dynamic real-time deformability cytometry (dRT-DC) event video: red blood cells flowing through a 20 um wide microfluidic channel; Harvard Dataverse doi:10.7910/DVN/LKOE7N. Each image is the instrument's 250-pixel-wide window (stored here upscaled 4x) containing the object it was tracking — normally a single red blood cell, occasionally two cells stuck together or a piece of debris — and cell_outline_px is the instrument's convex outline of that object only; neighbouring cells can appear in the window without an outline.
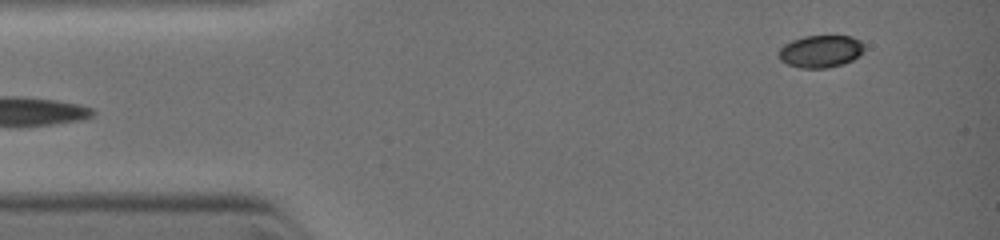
{"species": "common noctule bat (a hibernating species)", "species_latin": "Nyctalus noctula", "temperature_condition": "warm", "stored_images_in_passage": 19, "camera_frame_rate_fps": 3000, "um_per_image_px": 0.085, "animal": {"sex": "female", "body_mass_g": 19.0, "forearm_length_mm": 51.5}, "frame": {"image": 1, "passage_image": 1, "time_ms": 0.0, "image_size_px": [1000, 240], "cell_outline_px": [[864, 52], [860, 56], [844, 64], [828, 68], [800, 68], [788, 64], [780, 60], [776, 52], [784, 44], [792, 40], [804, 36], [852, 36], [860, 40], [864, 44]], "centroid_in_image_um": [69.76, 4.37], "position_along_channel_um": 15.2, "area_um2": 16.42}}
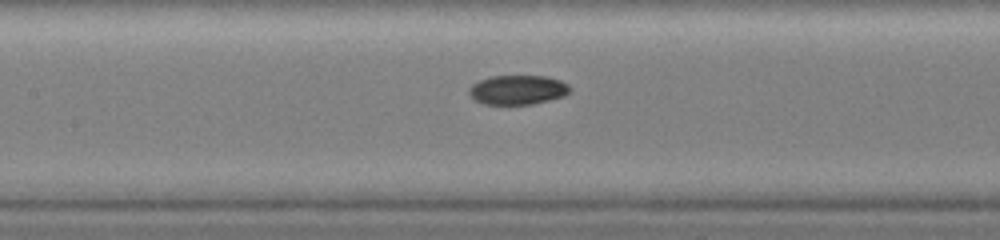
{"frame": {"image": 2, "passage_image": 12, "time_ms": 4.333, "image_size_px": [1000, 240], "cell_outline_px": [[572, 92], [564, 96], [532, 104], [484, 104], [476, 100], [468, 92], [468, 88], [472, 84], [480, 80], [492, 76], [544, 76], [560, 80], [568, 84], [572, 88]], "centroid_in_image_um": [44.04, 7.63], "position_along_channel_um": 163.4, "area_um2": 17.28}}
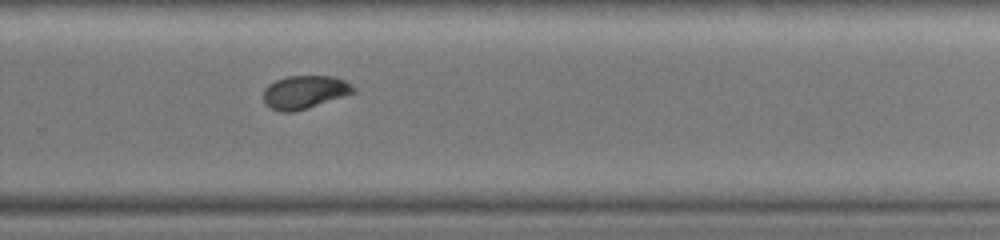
{"frame": {"image": 3, "passage_image": 19, "time_ms": 7.0, "image_size_px": [1000, 240], "cell_outline_px": [[356, 92], [308, 108], [292, 112], [280, 112], [264, 104], [264, 88], [268, 84], [276, 80], [288, 76], [332, 76], [344, 80], [356, 88]], "centroid_in_image_um": [25.88, 7.83], "position_along_channel_um": 303.9, "area_um2": 17.4}}